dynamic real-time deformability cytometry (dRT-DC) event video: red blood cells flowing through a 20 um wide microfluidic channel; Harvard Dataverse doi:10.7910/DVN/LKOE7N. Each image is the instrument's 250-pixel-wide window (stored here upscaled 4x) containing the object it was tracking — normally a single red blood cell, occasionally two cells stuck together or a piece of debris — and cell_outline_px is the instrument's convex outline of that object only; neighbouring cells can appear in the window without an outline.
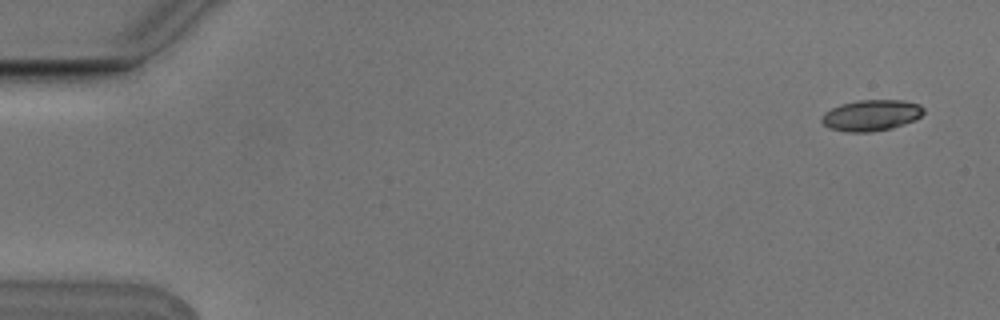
{"species": "Egyptian fruit bat (a non-hibernating species)", "species_latin": "Rousettus aegyptiacus", "temperature_condition": "cold", "stored_images_in_passage": 5, "camera_frame_rate_fps": 3000, "um_per_image_px": 0.085, "animal": {"sex": "male"}, "frame": {"image": 1, "passage_image": 1, "time_ms": 0.0, "image_size_px": [1000, 320], "cell_outline_px": [[924, 112], [916, 120], [892, 128], [872, 132], [844, 132], [828, 128], [820, 120], [820, 116], [824, 112], [840, 104], [860, 100], [904, 100], [920, 104], [924, 108]], "centroid_in_image_um": [74.04, 9.8], "position_along_channel_um": 11.0, "area_um2": 18.73}}
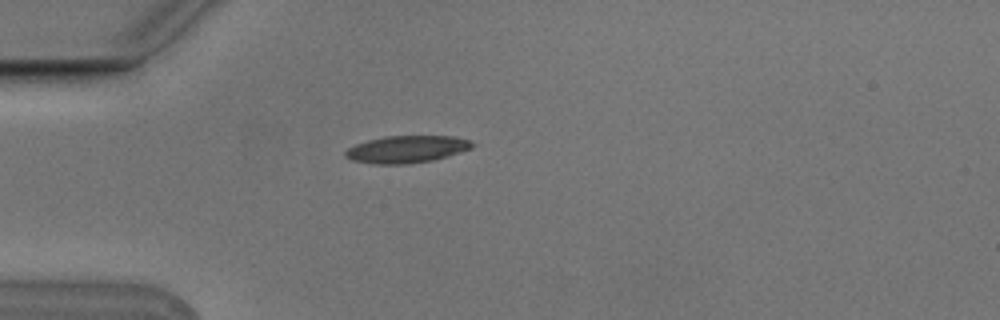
{"frame": {"image": 2, "passage_image": 4, "time_ms": 1.0, "image_size_px": [1000, 320], "cell_outline_px": [[476, 144], [472, 148], [448, 156], [432, 160], [404, 164], [372, 164], [352, 160], [344, 156], [344, 152], [348, 148], [356, 144], [368, 140], [384, 136], [452, 136], [468, 140]], "centroid_in_image_um": [34.55, 12.68], "position_along_channel_um": 50.4, "area_um2": 20.06}}